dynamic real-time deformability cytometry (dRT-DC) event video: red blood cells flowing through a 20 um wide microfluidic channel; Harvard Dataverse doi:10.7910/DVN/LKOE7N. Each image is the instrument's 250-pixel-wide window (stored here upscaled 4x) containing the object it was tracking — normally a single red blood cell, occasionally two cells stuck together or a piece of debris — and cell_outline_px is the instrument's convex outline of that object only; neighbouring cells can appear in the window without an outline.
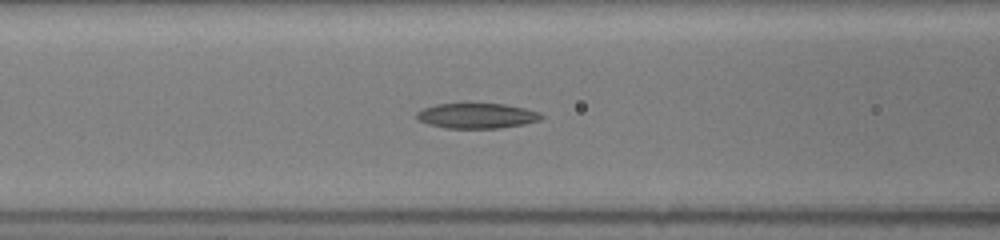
{"species": "common noctule bat (a hibernating species)", "species_latin": "Nyctalus noctula", "temperature_condition": "room temperature", "stored_images_in_passage": 66, "camera_frame_rate_fps": 3000, "um_per_image_px": 0.085, "animal": {"sex": "female", "body_mass_g": 19.5, "forearm_length_mm": 54.1}, "frame": {"image": 1, "passage_image": 24, "time_ms": 3.333, "image_size_px": [1000, 240], "cell_outline_px": [[544, 116], [540, 120], [524, 124], [500, 128], [444, 128], [428, 124], [416, 120], [416, 112], [420, 108], [436, 104], [464, 100], [504, 104], [524, 108], [540, 112]], "centroid_in_image_um": [40.45, 9.79], "position_along_channel_um": 126.1, "area_um2": 19.42}}
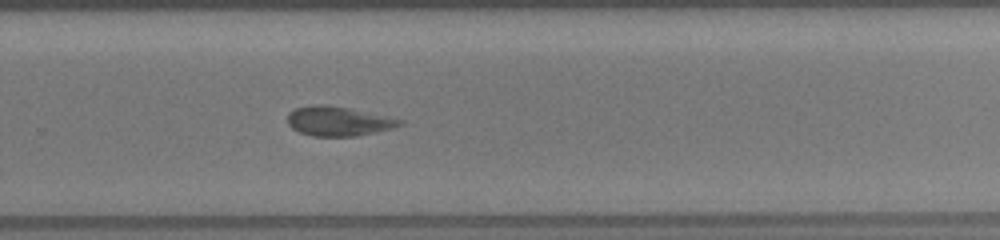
{"frame": {"image": 2, "passage_image": 42, "time_ms": 7.667, "image_size_px": [1000, 240], "cell_outline_px": [[404, 124], [392, 128], [376, 132], [356, 136], [312, 136], [300, 132], [292, 128], [288, 124], [288, 112], [296, 108], [316, 104], [328, 104], [352, 108], [404, 120]], "centroid_in_image_um": [28.77, 10.29], "position_along_channel_um": 301.0, "area_um2": 19.42}}
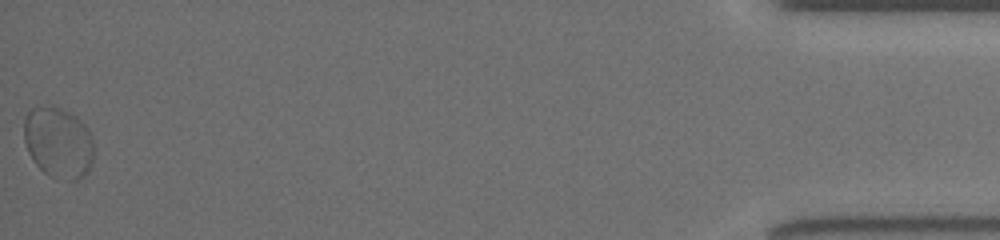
{"frame": {"image": 3, "passage_image": 65, "time_ms": 13.0, "image_size_px": [1000, 240], "cell_outline_px": [[92, 160], [88, 172], [84, 176], [76, 180], [56, 180], [48, 176], [32, 160], [28, 152], [24, 140], [24, 116], [32, 108], [48, 104], [52, 104], [72, 112], [88, 128], [92, 136]], "centroid_in_image_um": [4.94, 12.1], "position_along_channel_um": 430.3, "area_um2": 29.54}}